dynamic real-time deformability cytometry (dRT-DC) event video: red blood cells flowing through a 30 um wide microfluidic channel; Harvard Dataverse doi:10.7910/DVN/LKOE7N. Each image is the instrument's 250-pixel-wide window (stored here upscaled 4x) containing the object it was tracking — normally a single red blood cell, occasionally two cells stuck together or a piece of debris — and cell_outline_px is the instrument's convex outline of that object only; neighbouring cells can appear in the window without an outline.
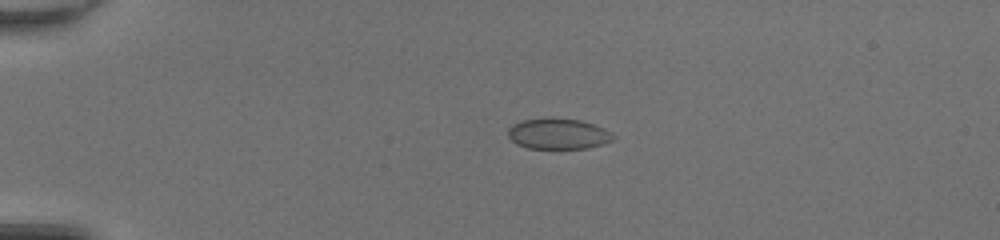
{"species": "common noctule bat (a hibernating species)", "species_latin": "Nyctalus noctula", "temperature_condition": "room temperature", "stored_images_in_passage": 50, "camera_frame_rate_fps": 3000, "um_per_image_px": 0.085, "animal": {"sex": "female", "body_mass_g": 20.0, "forearm_length_mm": 54.0}, "frame": {"image": 1, "passage_image": 13, "time_ms": 4.0, "image_size_px": [1000, 240], "cell_outline_px": [[616, 136], [612, 140], [588, 148], [528, 148], [516, 144], [508, 136], [508, 128], [512, 124], [524, 120], [580, 120], [604, 128], [612, 132]], "centroid_in_image_um": [47.45, 11.4], "position_along_channel_um": 37.5, "area_um2": 18.21}}
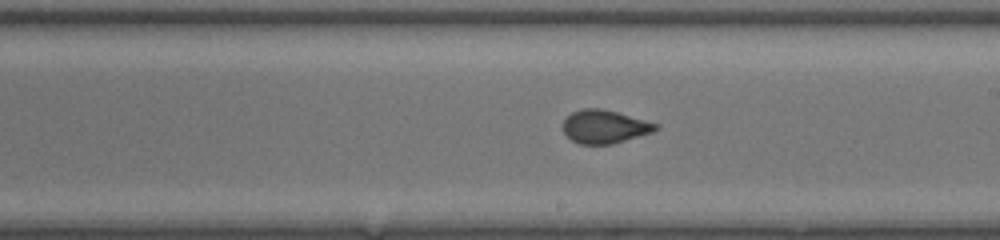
{"frame": {"image": 2, "passage_image": 31, "time_ms": 10.0, "image_size_px": [1000, 240], "cell_outline_px": [[660, 128], [652, 132], [612, 144], [580, 144], [572, 140], [564, 132], [564, 120], [572, 112], [580, 108], [600, 108], [616, 112], [660, 124]], "centroid_in_image_um": [51.41, 10.76], "position_along_channel_um": 237.6, "area_um2": 17.86}}
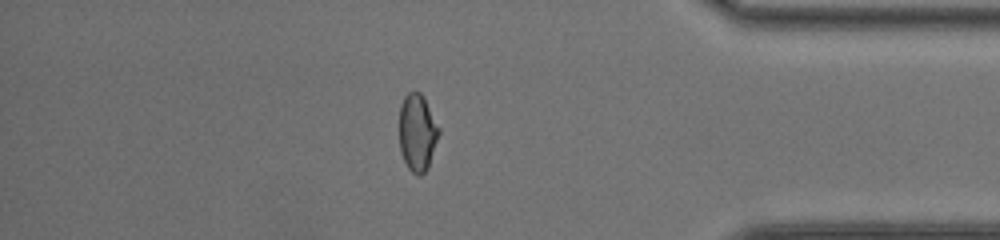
{"frame": {"image": 3, "passage_image": 44, "time_ms": 14.333, "image_size_px": [1000, 240], "cell_outline_px": [[440, 132], [428, 168], [420, 176], [416, 176], [408, 168], [400, 152], [400, 104], [404, 96], [408, 92], [420, 92], [424, 96], [440, 128]], "centroid_in_image_um": [35.48, 11.26], "position_along_channel_um": 399.7, "area_um2": 17.98}}